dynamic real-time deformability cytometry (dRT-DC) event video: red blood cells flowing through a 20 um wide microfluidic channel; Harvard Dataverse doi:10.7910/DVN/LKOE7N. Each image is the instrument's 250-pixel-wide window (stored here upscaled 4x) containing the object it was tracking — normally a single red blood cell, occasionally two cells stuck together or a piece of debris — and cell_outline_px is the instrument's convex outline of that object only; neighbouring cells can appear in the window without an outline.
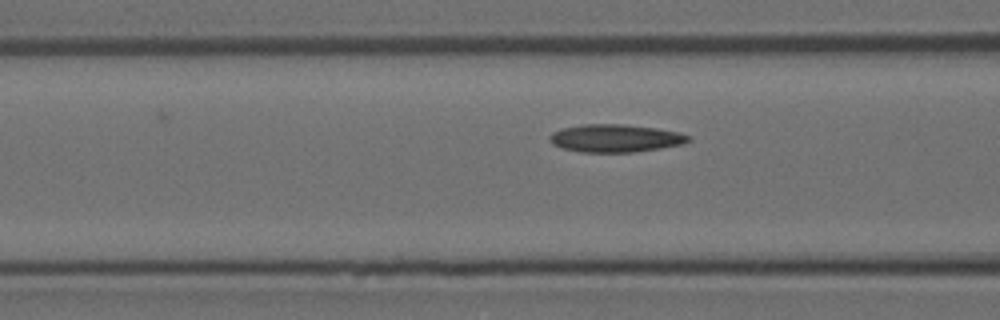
{"species": "Egyptian fruit bat (a non-hibernating species)", "species_latin": "Rousettus aegyptiacus", "temperature_condition": "room temperature", "stored_images_in_passage": 6, "camera_frame_rate_fps": 3000, "um_per_image_px": 0.085, "animal": {"sex": "female"}, "frame": {"image": 1, "passage_image": 4, "time_ms": 1.0, "image_size_px": [1000, 320], "cell_outline_px": [[692, 140], [684, 144], [660, 148], [632, 152], [580, 152], [564, 148], [552, 144], [548, 140], [548, 136], [552, 132], [564, 128], [584, 124], [624, 124], [656, 128], [680, 132], [692, 136]], "centroid_in_image_um": [52.34, 11.75], "position_along_channel_um": 114.3, "area_um2": 22.6}}